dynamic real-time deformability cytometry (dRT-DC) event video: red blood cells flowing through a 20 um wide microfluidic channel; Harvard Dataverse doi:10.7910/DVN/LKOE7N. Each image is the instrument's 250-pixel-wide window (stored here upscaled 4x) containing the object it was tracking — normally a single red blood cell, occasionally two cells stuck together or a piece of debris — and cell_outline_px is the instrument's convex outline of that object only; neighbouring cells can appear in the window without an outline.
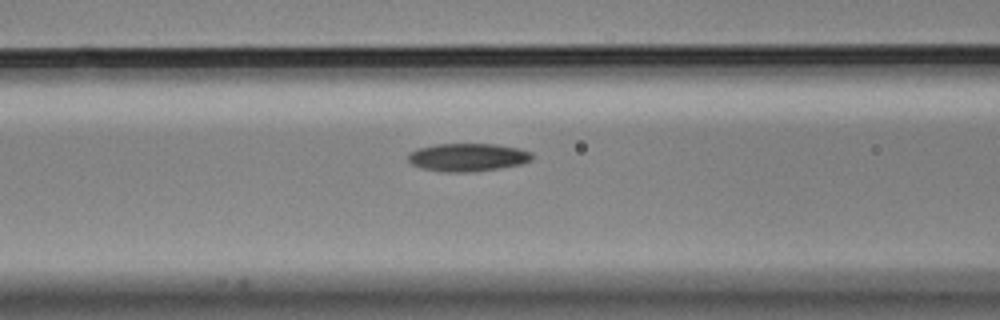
{"species": "Egyptian fruit bat (a non-hibernating species)", "species_latin": "Rousettus aegyptiacus", "temperature_condition": "cold", "stored_images_in_passage": 41, "camera_frame_rate_fps": 3000, "um_per_image_px": 0.085, "animal": {"sex": "male"}, "frame": {"image": 1, "passage_image": 18, "time_ms": 5.667, "image_size_px": [1000, 320], "cell_outline_px": [[532, 160], [520, 164], [500, 168], [472, 172], [444, 172], [420, 168], [412, 164], [408, 160], [408, 152], [416, 148], [436, 144], [496, 144], [520, 148], [532, 152]], "centroid_in_image_um": [39.73, 13.37], "position_along_channel_um": 126.9, "area_um2": 20.46}}
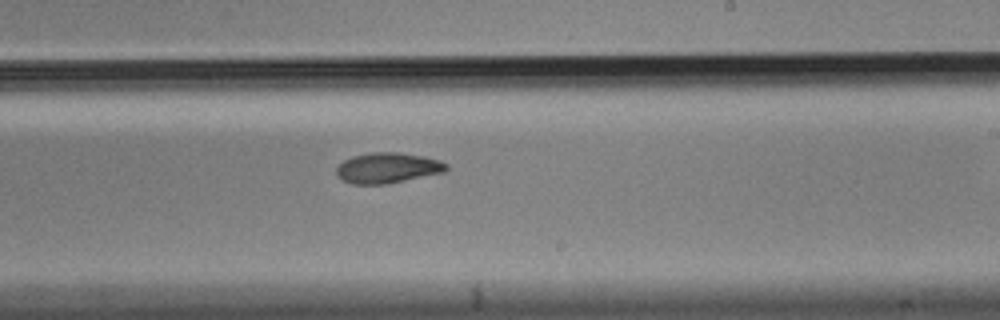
{"frame": {"image": 2, "passage_image": 29, "time_ms": 9.333, "image_size_px": [1000, 320], "cell_outline_px": [[448, 168], [444, 172], [388, 184], [352, 184], [336, 176], [336, 168], [344, 160], [352, 156], [372, 152], [400, 152], [424, 156], [440, 160], [448, 164]], "centroid_in_image_um": [32.95, 14.27], "position_along_channel_um": 256.0, "area_um2": 19.65}}
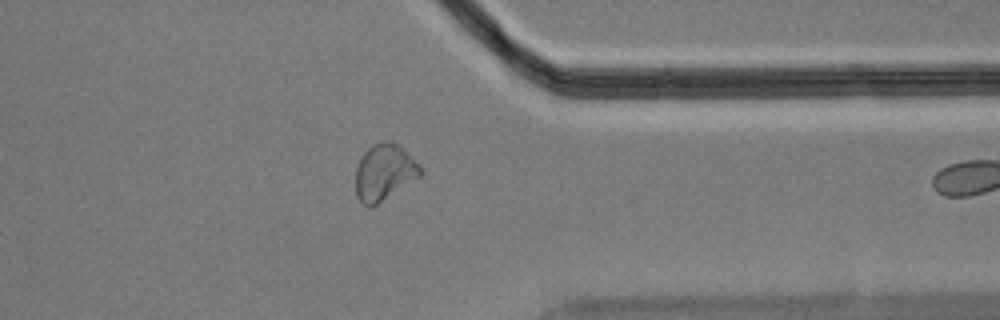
{"frame": {"image": 3, "passage_image": 40, "time_ms": 13.0, "image_size_px": [1000, 320], "cell_outline_px": [[424, 172], [420, 176], [372, 208], [368, 208], [360, 204], [356, 196], [356, 168], [360, 156], [372, 144], [388, 140], [400, 144], [420, 164]], "centroid_in_image_um": [32.66, 14.65], "position_along_channel_um": 378.7, "area_um2": 21.79}}